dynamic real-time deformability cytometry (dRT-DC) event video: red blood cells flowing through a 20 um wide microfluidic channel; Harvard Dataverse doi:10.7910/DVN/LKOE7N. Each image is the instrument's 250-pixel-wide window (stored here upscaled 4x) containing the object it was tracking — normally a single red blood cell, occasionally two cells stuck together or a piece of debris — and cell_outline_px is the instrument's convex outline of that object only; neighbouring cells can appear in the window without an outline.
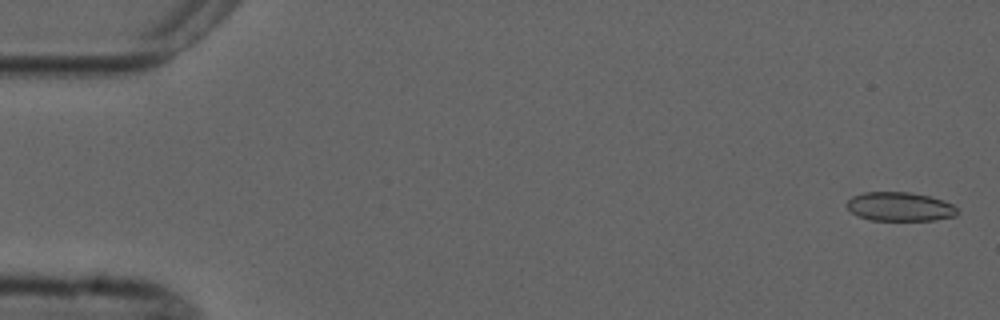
{"species": "common noctule bat (a hibernating species)", "species_latin": "Nyctalus noctula", "temperature_condition": "cold", "stored_images_in_passage": 3, "camera_frame_rate_fps": 3000, "um_per_image_px": 0.085, "animal": {"sex": "male", "forearm_length_mm": 52.5}, "frame": {"image": 1, "passage_image": 1, "time_ms": 0.0, "image_size_px": [1000, 320], "cell_outline_px": [[956, 216], [932, 220], [872, 220], [856, 216], [844, 204], [852, 196], [864, 192], [912, 192], [944, 200], [952, 204], [956, 208]], "centroid_in_image_um": [76.45, 17.56], "position_along_channel_um": 8.6, "area_um2": 18.67}}